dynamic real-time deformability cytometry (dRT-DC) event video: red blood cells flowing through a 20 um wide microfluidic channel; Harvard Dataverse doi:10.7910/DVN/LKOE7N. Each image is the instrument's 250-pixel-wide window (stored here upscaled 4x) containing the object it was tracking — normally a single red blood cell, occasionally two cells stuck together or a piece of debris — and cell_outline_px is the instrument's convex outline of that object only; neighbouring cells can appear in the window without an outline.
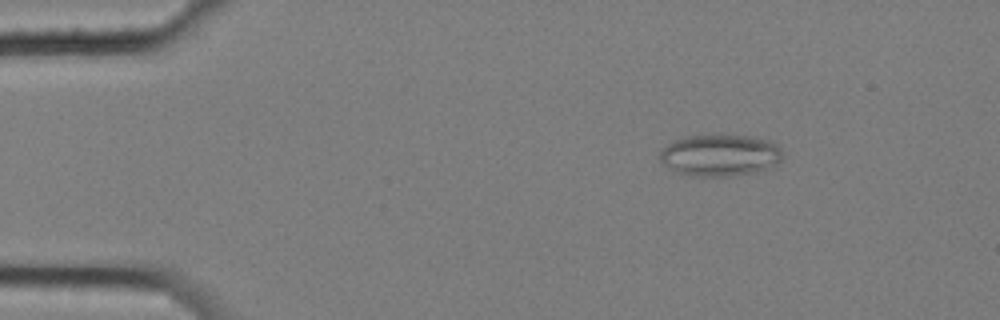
{"species": "common noctule bat (a hibernating species)", "species_latin": "Nyctalus noctula", "temperature_condition": "cold", "stored_images_in_passage": 4, "camera_frame_rate_fps": 3000, "um_per_image_px": 0.085, "animal": {"sex": "female", "body_mass_g": 25.1}, "frame": {"image": 1, "passage_image": 1, "time_ms": 0.0, "image_size_px": [1000, 320], "cell_outline_px": [[780, 160], [772, 168], [756, 172], [732, 176], [696, 176], [676, 172], [664, 164], [660, 160], [660, 152], [672, 140], [680, 136], [712, 132], [720, 132], [752, 136], [772, 140], [780, 148]], "centroid_in_image_um": [61.2, 13.13], "position_along_channel_um": 23.8, "area_um2": 30.98}}